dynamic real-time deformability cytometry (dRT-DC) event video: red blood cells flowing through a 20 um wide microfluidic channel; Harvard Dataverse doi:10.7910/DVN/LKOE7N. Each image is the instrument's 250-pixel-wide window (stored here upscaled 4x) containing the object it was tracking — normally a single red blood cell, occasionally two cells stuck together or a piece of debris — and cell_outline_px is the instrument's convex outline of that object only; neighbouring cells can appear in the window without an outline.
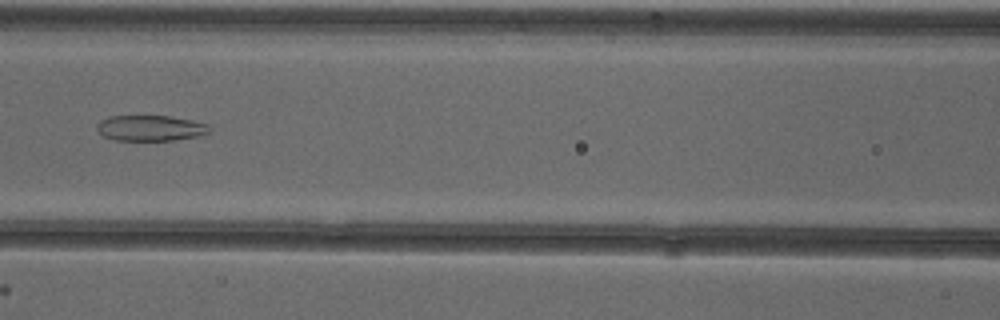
{"species": "common noctule bat (a hibernating species)", "species_latin": "Nyctalus noctula", "temperature_condition": "cold", "stored_images_in_passage": 54, "segment_of_instrument_passage": [2, 2], "camera_frame_rate_fps": 3000, "um_per_image_px": 0.085, "animal": {"sex": "female"}, "frame": {"image": 1, "passage_image": 25, "time_ms": 8.0, "image_size_px": [1000, 320], "cell_outline_px": [[212, 128], [208, 132], [200, 136], [172, 140], [116, 140], [104, 136], [96, 128], [96, 124], [100, 120], [112, 116], [168, 116], [192, 120], [208, 124]], "centroid_in_image_um": [12.81, 10.88], "position_along_channel_um": 153.8, "area_um2": 16.76}}
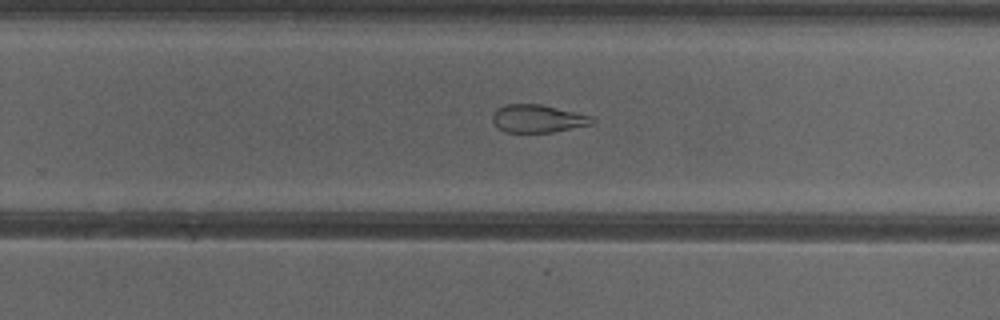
{"frame": {"image": 2, "passage_image": 35, "time_ms": 11.333, "image_size_px": [1000, 320], "cell_outline_px": [[596, 124], [552, 132], [504, 132], [492, 120], [492, 116], [496, 108], [504, 104], [540, 104], [592, 116], [596, 120]], "centroid_in_image_um": [45.74, 10.08], "position_along_channel_um": 284.1, "area_um2": 16.24}}
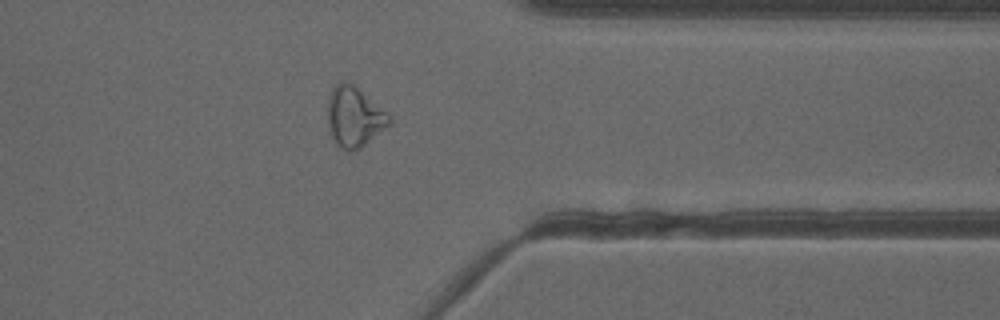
{"frame": {"image": 3, "passage_image": 43, "time_ms": 14.0, "image_size_px": [1000, 320], "cell_outline_px": [[392, 124], [360, 148], [352, 152], [348, 152], [340, 148], [336, 144], [328, 132], [328, 96], [332, 88], [336, 84], [344, 80], [352, 84], [392, 116]], "centroid_in_image_um": [30.11, 9.97], "position_along_channel_um": 381.3, "area_um2": 21.85}}